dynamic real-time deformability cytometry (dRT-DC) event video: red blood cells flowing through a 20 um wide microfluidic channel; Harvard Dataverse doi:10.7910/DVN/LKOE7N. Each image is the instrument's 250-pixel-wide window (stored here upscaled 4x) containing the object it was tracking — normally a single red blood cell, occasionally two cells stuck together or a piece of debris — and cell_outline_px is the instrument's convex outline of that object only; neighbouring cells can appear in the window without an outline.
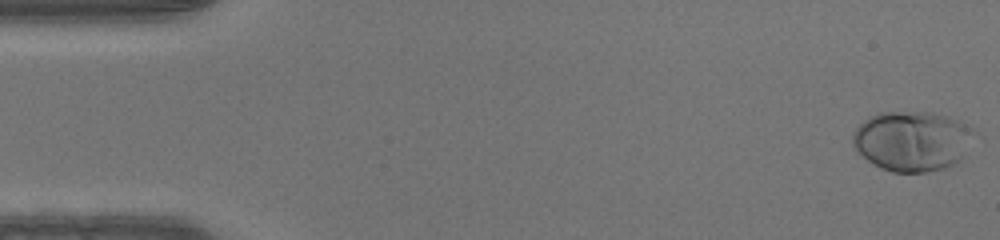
{"species": "human", "species_latin": "Homo sapiens", "temperature_condition": "warm", "stored_images_in_passage": 47, "camera_frame_rate_fps": 3000, "um_per_image_px": 0.085, "donor": {"sex": "male"}, "frame": {"image": 1, "passage_image": 1, "time_ms": 0.0, "image_size_px": [1000, 240], "cell_outline_px": [[976, 132], [960, 160], [944, 168], [928, 172], [892, 172], [880, 168], [872, 164], [852, 144], [852, 136], [856, 128], [864, 120], [880, 112], [932, 112], [948, 116], [972, 128]], "centroid_in_image_um": [77.53, 11.98], "position_along_channel_um": 7.5, "area_um2": 42.25}}
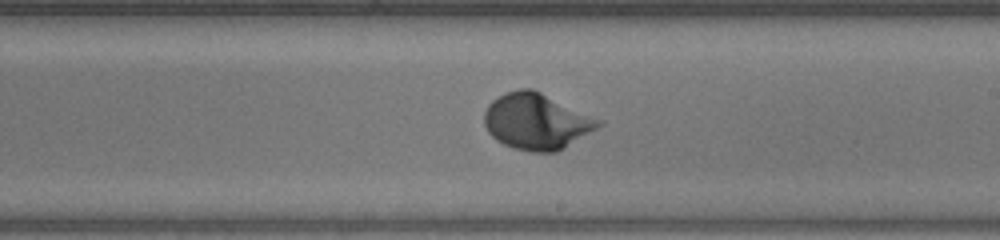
{"frame": {"image": 2, "passage_image": 27, "time_ms": 8.667, "image_size_px": [1000, 240], "cell_outline_px": [[604, 124], [556, 152], [532, 152], [512, 148], [496, 140], [488, 132], [484, 124], [484, 112], [488, 104], [492, 100], [504, 92], [520, 88], [532, 88], [604, 120]], "centroid_in_image_um": [45.6, 10.3], "position_along_channel_um": 243.4, "area_um2": 37.57}}
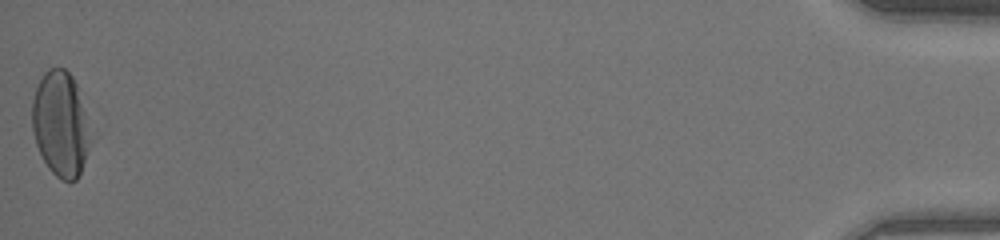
{"frame": {"image": 3, "passage_image": 47, "time_ms": 15.333, "image_size_px": [1000, 240], "cell_outline_px": [[100, 136], [76, 180], [60, 180], [48, 168], [36, 144], [32, 128], [32, 100], [36, 88], [44, 72], [48, 68], [64, 68], [72, 76], [76, 84]], "centroid_in_image_um": [5.3, 10.58], "position_along_channel_um": 429.9, "area_um2": 37.97}}